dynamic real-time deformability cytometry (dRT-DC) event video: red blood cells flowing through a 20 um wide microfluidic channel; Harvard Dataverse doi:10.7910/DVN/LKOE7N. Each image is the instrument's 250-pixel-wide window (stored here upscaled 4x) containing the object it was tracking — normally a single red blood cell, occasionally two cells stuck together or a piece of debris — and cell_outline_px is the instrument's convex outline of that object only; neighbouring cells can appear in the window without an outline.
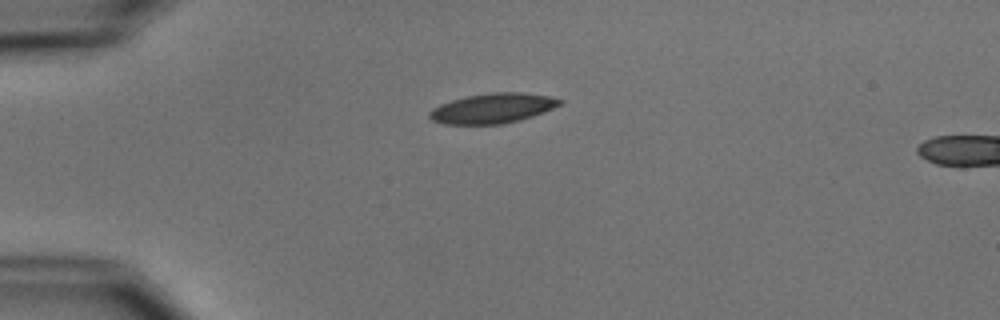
{"species": "common noctule bat (a hibernating species)", "species_latin": "Nyctalus noctula", "temperature_condition": "cold", "stored_images_in_passage": 2, "camera_frame_rate_fps": 3000, "um_per_image_px": 0.085, "animal": {"sex": "male", "body_mass_g": 15.6}, "frame": {"image": 1, "passage_image": 1, "time_ms": 0.0, "image_size_px": [1000, 320], "cell_outline_px": [[564, 100], [560, 104], [544, 112], [520, 120], [504, 124], [444, 124], [432, 120], [428, 116], [428, 112], [432, 108], [440, 104], [464, 96], [492, 92], [524, 92], [548, 96]], "centroid_in_image_um": [41.85, 9.2], "position_along_channel_um": 43.2, "area_um2": 22.83}}